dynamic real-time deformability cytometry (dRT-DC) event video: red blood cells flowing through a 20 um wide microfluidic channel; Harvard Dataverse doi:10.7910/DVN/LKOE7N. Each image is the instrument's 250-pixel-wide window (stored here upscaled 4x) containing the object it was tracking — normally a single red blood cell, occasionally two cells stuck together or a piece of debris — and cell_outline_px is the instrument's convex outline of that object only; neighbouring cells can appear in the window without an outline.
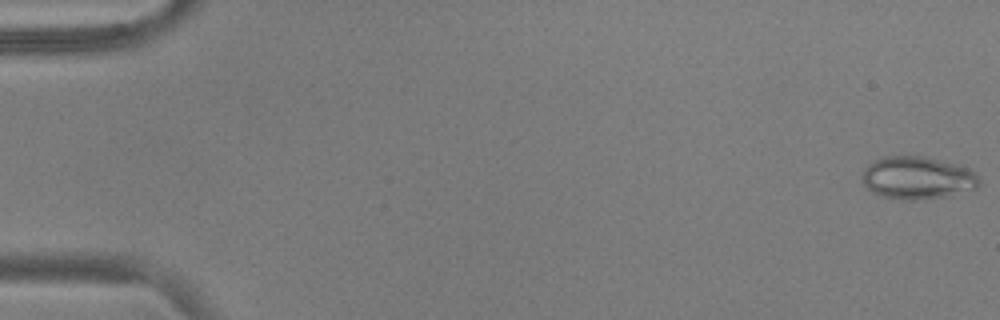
{"species": "common noctule bat (a hibernating species)", "species_latin": "Nyctalus noctula", "temperature_condition": "warm", "stored_images_in_passage": 54, "camera_frame_rate_fps": 3000, "um_per_image_px": 0.085, "animal": {"sex": "male", "body_mass_g": 17.9, "forearm_length_mm": 54.2}, "frame": {"image": 1, "passage_image": 1, "time_ms": 0.0, "image_size_px": [1000, 320], "cell_outline_px": [[980, 184], [976, 188], [952, 196], [916, 200], [900, 200], [884, 196], [872, 192], [864, 184], [864, 168], [868, 164], [884, 156], [924, 156], [956, 164], [968, 168], [976, 172], [980, 180]], "centroid_in_image_um": [78.03, 15.13], "position_along_channel_um": 7.0, "area_um2": 29.19}}
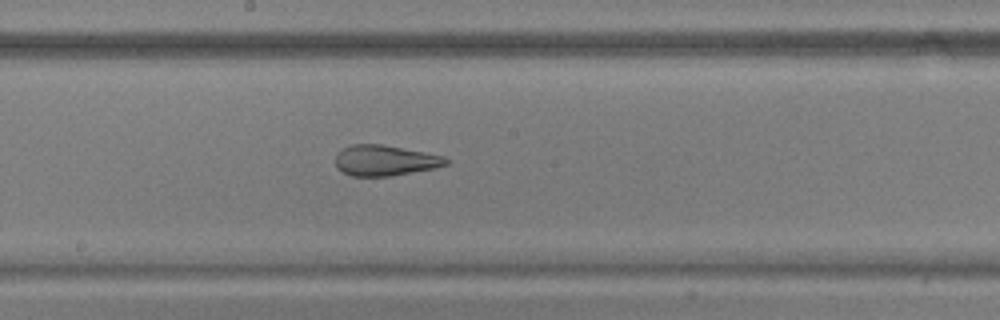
{"frame": {"image": 2, "passage_image": 30, "time_ms": 9.667, "image_size_px": [1000, 320], "cell_outline_px": [[448, 164], [436, 168], [388, 176], [352, 176], [336, 168], [336, 156], [344, 148], [352, 144], [380, 144], [424, 152], [444, 156], [448, 160]], "centroid_in_image_um": [32.73, 13.64], "position_along_channel_um": 215.5, "area_um2": 19.48}}
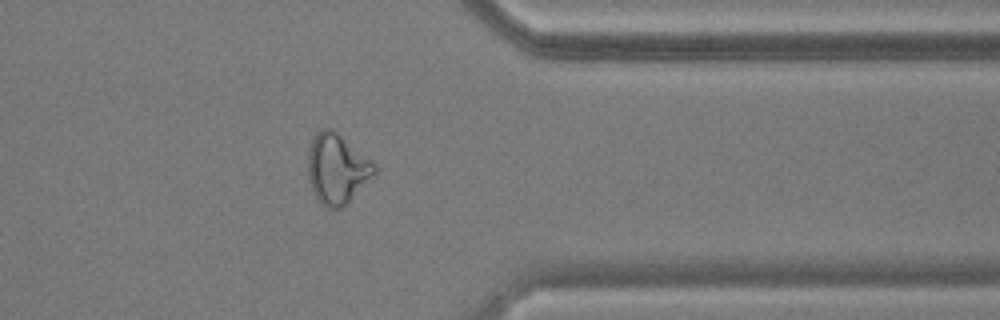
{"frame": {"image": 3, "passage_image": 44, "time_ms": 14.333, "image_size_px": [1000, 320], "cell_outline_px": [[376, 172], [348, 204], [340, 208], [328, 208], [316, 196], [312, 188], [308, 176], [308, 152], [312, 140], [316, 132], [324, 128], [332, 128], [376, 164]], "centroid_in_image_um": [28.65, 14.34], "position_along_channel_um": 382.7, "area_um2": 26.82}, "authors_computed_cell_mechanics": {"area_um2": 26.1834, "velocity_mm_per_s": 3.7644, "shape_relaxation_time_tau1_ms": null, "shape_relaxation_time_tau2_ms": 1.8587, "deformation_change_tau1": null, "deformation_change_tau2": 0.0933}}